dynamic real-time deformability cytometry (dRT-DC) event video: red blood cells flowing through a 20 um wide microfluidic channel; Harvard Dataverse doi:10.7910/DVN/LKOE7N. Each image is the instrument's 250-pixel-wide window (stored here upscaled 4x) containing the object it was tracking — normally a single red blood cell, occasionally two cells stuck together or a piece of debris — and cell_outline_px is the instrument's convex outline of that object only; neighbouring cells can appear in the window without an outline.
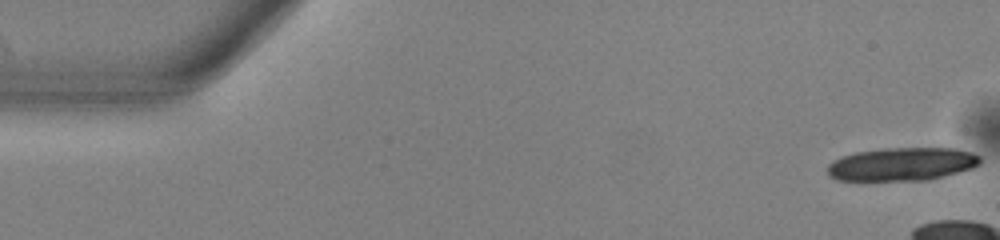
{"species": "common noctule bat (a hibernating species)", "species_latin": "Nyctalus noctula", "temperature_condition": "warm", "stored_images_in_passage": 12, "camera_frame_rate_fps": 3000, "um_per_image_px": 0.085, "animal": {"sex": "male", "body_mass_g": 13.0, "forearm_length_mm": 53.1}, "frame": {"image": 1, "passage_image": 1, "time_ms": 0.0, "image_size_px": [1000, 240], "cell_outline_px": [[980, 164], [972, 168], [944, 176], [928, 180], [836, 180], [828, 176], [828, 164], [844, 156], [856, 152], [884, 148], [956, 148], [972, 152], [980, 156]], "centroid_in_image_um": [76.7, 13.95], "position_along_channel_um": 8.3, "area_um2": 29.48}}